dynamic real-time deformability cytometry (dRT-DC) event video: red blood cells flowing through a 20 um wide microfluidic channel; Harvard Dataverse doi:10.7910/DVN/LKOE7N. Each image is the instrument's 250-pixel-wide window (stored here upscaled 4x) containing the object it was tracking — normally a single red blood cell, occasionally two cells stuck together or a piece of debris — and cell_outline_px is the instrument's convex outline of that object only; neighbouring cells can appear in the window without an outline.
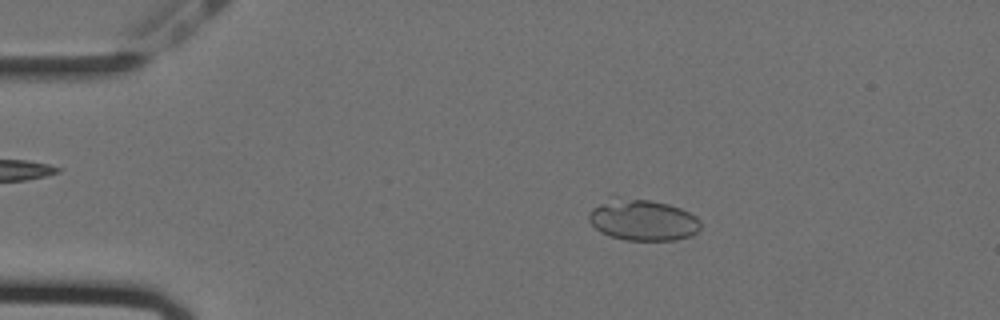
{"species": "Egyptian fruit bat (a non-hibernating species)", "species_latin": "Rousettus aegyptiacus", "temperature_condition": "cold", "stored_images_in_passage": 56, "camera_frame_rate_fps": 3000, "um_per_image_px": 0.085, "animal": {"sex": "female"}, "frame": {"image": 1, "passage_image": 10, "time_ms": 3.0, "image_size_px": [1000, 320], "cell_outline_px": [[700, 228], [692, 236], [676, 240], [624, 240], [600, 232], [588, 220], [588, 216], [592, 208], [616, 196], [620, 196], [648, 200], [668, 204], [680, 208], [696, 216], [700, 220]], "centroid_in_image_um": [54.64, 18.7], "position_along_channel_um": 30.4, "area_um2": 26.88}}
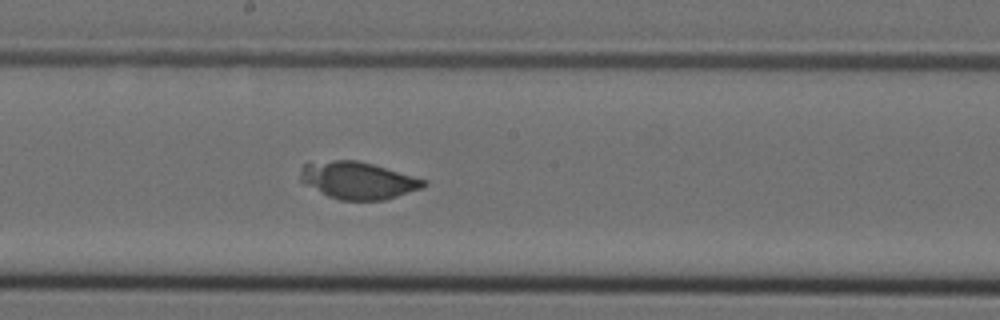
{"frame": {"image": 2, "passage_image": 30, "time_ms": 9.667, "image_size_px": [1000, 320], "cell_outline_px": [[428, 184], [420, 188], [384, 200], [340, 200], [328, 196], [300, 180], [300, 168], [304, 164], [332, 160], [356, 160], [372, 164], [428, 180]], "centroid_in_image_um": [30.43, 15.33], "position_along_channel_um": 217.8, "area_um2": 26.36}}
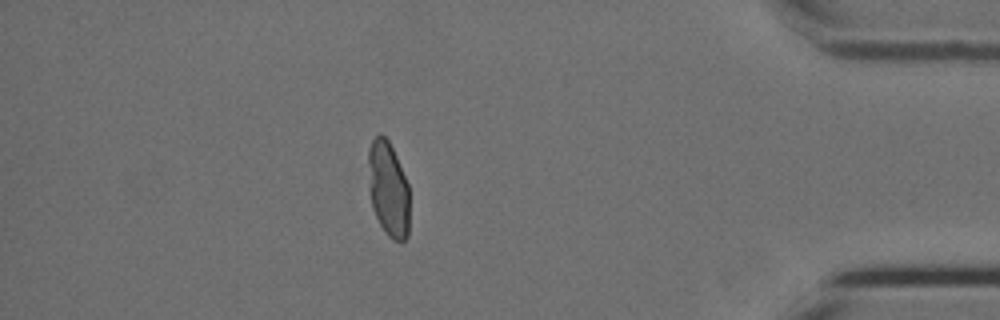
{"frame": {"image": 3, "passage_image": 49, "time_ms": 16.0, "image_size_px": [1000, 320], "cell_outline_px": [[408, 236], [404, 240], [392, 240], [384, 232], [372, 208], [368, 160], [368, 148], [372, 140], [380, 132], [388, 140], [396, 156], [408, 184]], "centroid_in_image_um": [33.0, 16.06], "position_along_channel_um": 402.2, "area_um2": 22.54}}